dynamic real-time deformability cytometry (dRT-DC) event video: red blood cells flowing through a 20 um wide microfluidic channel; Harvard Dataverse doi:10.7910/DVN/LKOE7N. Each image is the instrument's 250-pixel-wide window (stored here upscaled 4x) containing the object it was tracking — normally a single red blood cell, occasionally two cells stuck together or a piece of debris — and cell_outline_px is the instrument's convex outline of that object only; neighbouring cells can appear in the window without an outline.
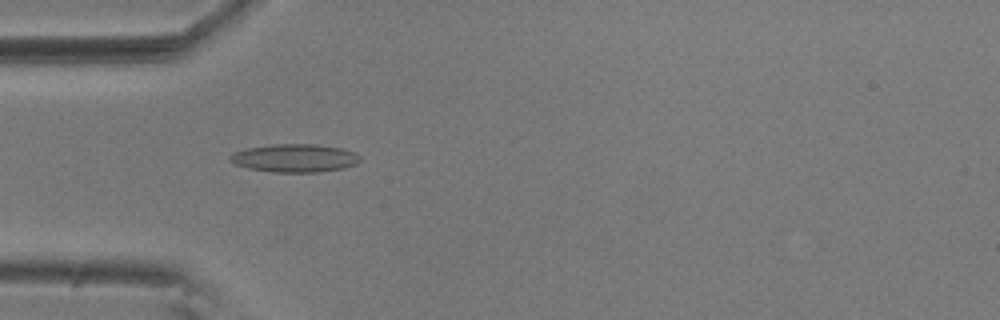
{"species": "common noctule bat (a hibernating species)", "species_latin": "Nyctalus noctula", "temperature_condition": "room temperature", "stored_images_in_passage": 55, "camera_frame_rate_fps": 3000, "um_per_image_px": 0.085, "animal": {"sex": "male", "body_mass_g": 20.5, "forearm_length_mm": 52.5}, "frame": {"image": 1, "passage_image": 16, "time_ms": 5.0, "image_size_px": [1000, 320], "cell_outline_px": [[360, 160], [356, 164], [344, 168], [316, 172], [272, 172], [248, 168], [236, 164], [228, 160], [228, 156], [236, 152], [248, 148], [272, 144], [316, 144], [340, 148], [356, 152], [360, 156]], "centroid_in_image_um": [25.07, 13.43], "position_along_channel_um": 59.9, "area_um2": 21.27}}
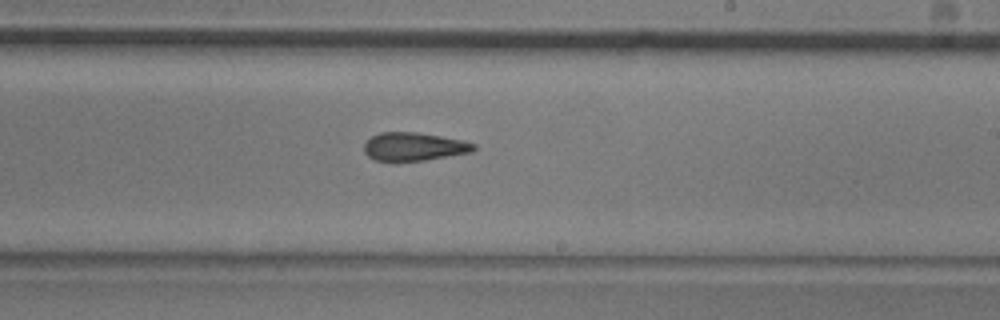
{"frame": {"image": 2, "passage_image": 32, "time_ms": 10.333, "image_size_px": [1000, 320], "cell_outline_px": [[476, 148], [472, 152], [424, 160], [392, 164], [376, 160], [368, 156], [364, 152], [364, 144], [372, 136], [380, 132], [416, 132], [464, 140], [476, 144]], "centroid_in_image_um": [35.15, 12.49], "position_along_channel_um": 253.8, "area_um2": 18.55}}
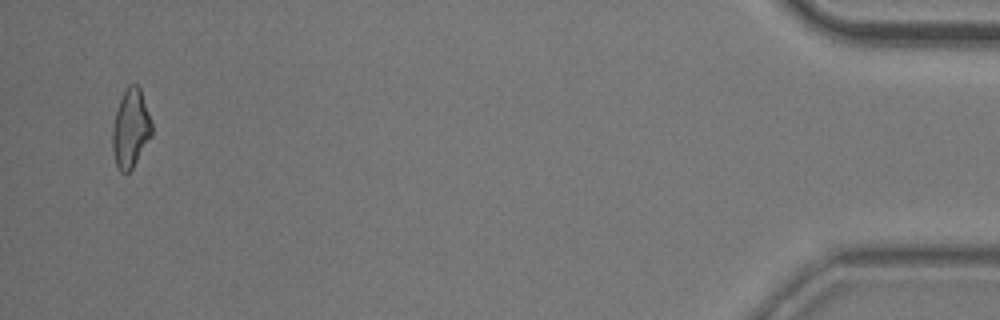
{"frame": {"image": 3, "passage_image": 53, "time_ms": 17.333, "image_size_px": [1000, 320], "cell_outline_px": [[152, 136], [132, 168], [128, 172], [120, 172], [116, 164], [112, 148], [112, 128], [116, 112], [120, 100], [128, 84], [136, 84], [140, 88], [152, 120]], "centroid_in_image_um": [11.12, 10.92], "position_along_channel_um": 424.1, "area_um2": 17.98}, "authors_computed_cell_mechanics": {"area_um2": 18.6694, "velocity_mm_per_s": 3.6498, "shape_relaxation_time_tau1_ms": null, "shape_relaxation_time_tau2_ms": 2.9377, "deformation_change_tau1": null, "deformation_change_tau2": 0.12}}